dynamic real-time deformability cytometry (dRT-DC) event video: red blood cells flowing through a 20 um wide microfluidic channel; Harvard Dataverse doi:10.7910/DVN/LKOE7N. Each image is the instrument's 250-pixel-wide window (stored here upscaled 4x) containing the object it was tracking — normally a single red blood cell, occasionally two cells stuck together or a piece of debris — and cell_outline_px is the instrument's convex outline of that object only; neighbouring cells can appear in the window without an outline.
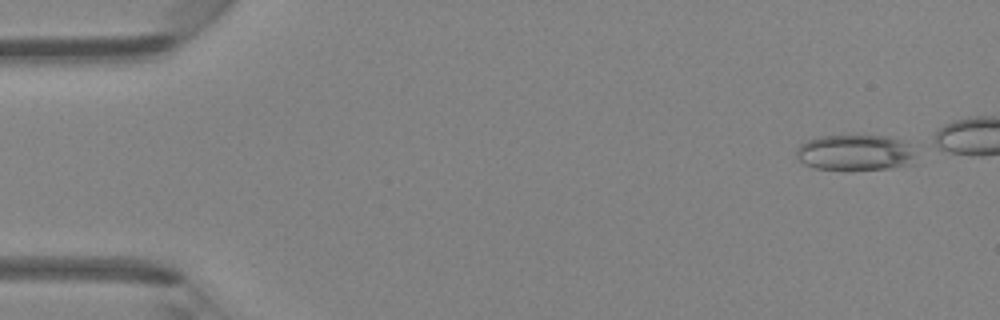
{"species": "Egyptian fruit bat (a non-hibernating species)", "species_latin": "Rousettus aegyptiacus", "temperature_condition": "room temperature", "stored_images_in_passage": 39, "camera_frame_rate_fps": 3000, "um_per_image_px": 0.085, "animal": {"sex": "female"}, "frame": {"image": 1, "passage_image": 1, "time_ms": 0.0, "image_size_px": [1000, 320], "cell_outline_px": [[912, 164], [888, 168], [816, 168], [804, 164], [796, 156], [796, 148], [800, 144], [808, 140], [820, 136], [892, 136], [908, 144], [912, 148]], "centroid_in_image_um": [72.65, 12.94], "position_along_channel_um": 12.3, "area_um2": 24.28}}
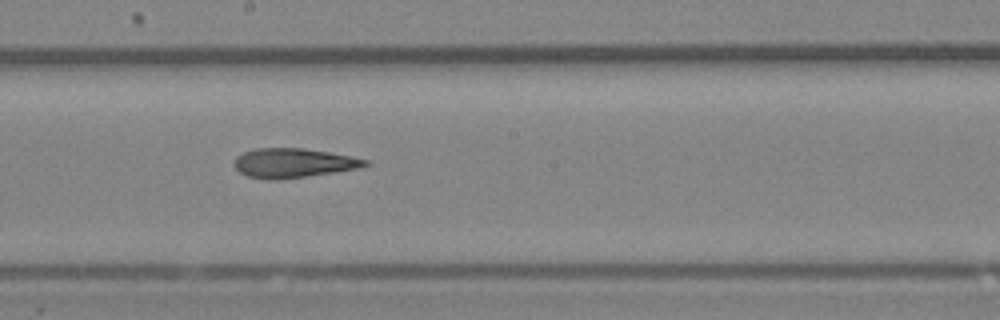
{"frame": {"image": 2, "passage_image": 24, "time_ms": 7.667, "image_size_px": [1000, 320], "cell_outline_px": [[372, 164], [360, 168], [336, 172], [276, 180], [268, 180], [248, 176], [240, 172], [232, 164], [236, 156], [244, 152], [256, 148], [304, 148], [352, 156], [372, 160]], "centroid_in_image_um": [24.98, 13.85], "position_along_channel_um": 223.2, "area_um2": 22.66}}
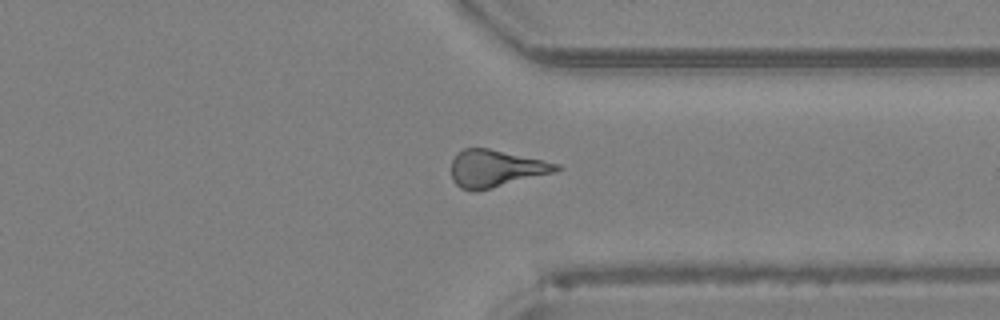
{"frame": {"image": 3, "passage_image": 34, "time_ms": 11.0, "image_size_px": [1000, 320], "cell_outline_px": [[564, 168], [556, 172], [492, 188], [472, 192], [460, 188], [452, 180], [452, 160], [464, 148], [488, 148], [544, 160], [560, 164]], "centroid_in_image_um": [42.17, 14.33], "position_along_channel_um": 369.2, "area_um2": 22.77}, "authors_computed_cell_mechanics": {"area_um2": 22.7732, "velocity_mm_per_s": 4.3798, "shape_relaxation_time_tau1_ms": null, "shape_relaxation_time_tau2_ms": 4.7872, "deformation_change_tau1": null, "deformation_change_tau2": 0.1689}}